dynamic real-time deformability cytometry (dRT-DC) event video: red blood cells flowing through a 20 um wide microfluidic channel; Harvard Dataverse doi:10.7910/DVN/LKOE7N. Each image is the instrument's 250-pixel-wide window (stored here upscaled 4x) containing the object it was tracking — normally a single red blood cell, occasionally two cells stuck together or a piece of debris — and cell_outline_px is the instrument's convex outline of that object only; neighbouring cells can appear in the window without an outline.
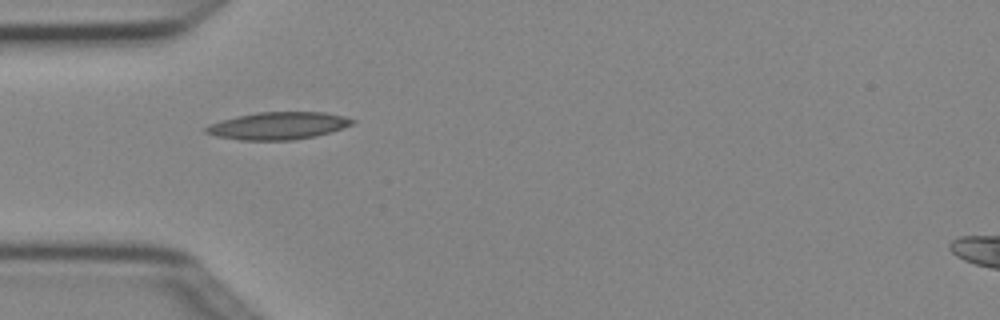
{"species": "Egyptian fruit bat (a non-hibernating species)", "species_latin": "Rousettus aegyptiacus", "temperature_condition": "cold", "stored_images_in_passage": 4, "camera_frame_rate_fps": 3000, "um_per_image_px": 0.085, "animal": {"sex": "female"}, "frame": {"image": 1, "passage_image": 3, "time_ms": 0.667, "image_size_px": [1000, 320], "cell_outline_px": [[356, 120], [352, 124], [332, 132], [316, 136], [292, 140], [240, 140], [216, 136], [204, 132], [204, 128], [208, 124], [220, 120], [236, 116], [256, 112], [324, 112], [344, 116]], "centroid_in_image_um": [23.62, 10.68], "position_along_channel_um": 61.4, "area_um2": 23.52}}
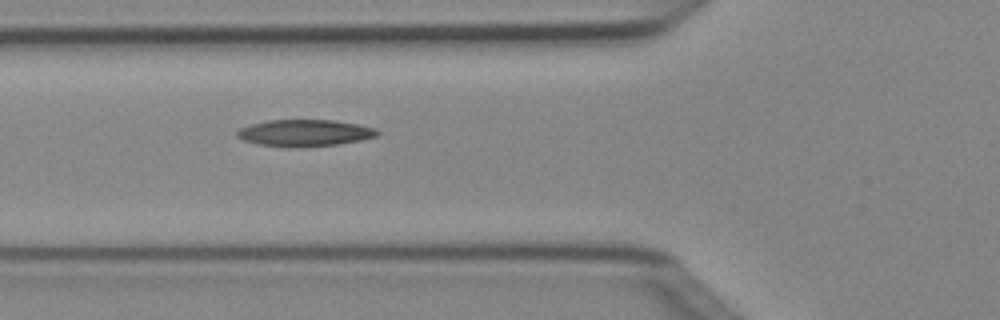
{"frame": {"image": 2, "passage_image": 4, "time_ms": 1.0, "image_size_px": [1000, 320], "cell_outline_px": [[380, 132], [376, 136], [360, 140], [336, 144], [288, 148], [256, 144], [244, 140], [236, 136], [236, 132], [240, 128], [252, 124], [268, 120], [332, 120], [356, 124], [376, 128]], "centroid_in_image_um": [25.86, 11.3], "position_along_channel_um": 99.9, "area_um2": 21.73}}